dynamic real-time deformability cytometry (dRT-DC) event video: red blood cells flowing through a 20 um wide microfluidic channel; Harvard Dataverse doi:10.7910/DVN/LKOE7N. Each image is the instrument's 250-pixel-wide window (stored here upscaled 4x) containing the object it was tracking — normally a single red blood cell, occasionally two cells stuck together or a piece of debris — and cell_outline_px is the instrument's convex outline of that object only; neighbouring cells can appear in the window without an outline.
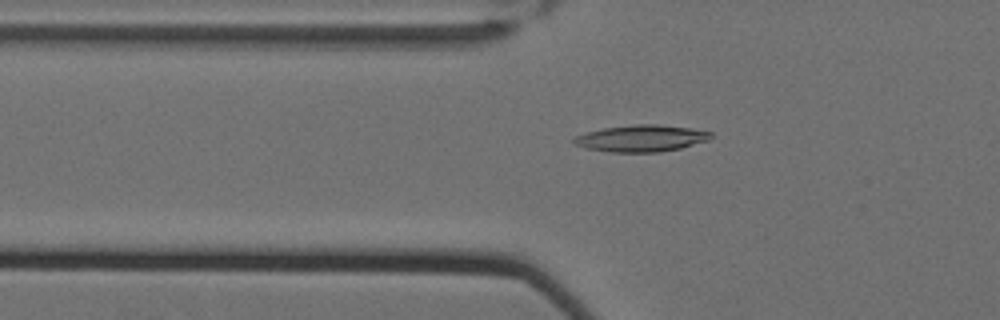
{"species": "Egyptian fruit bat (a non-hibernating species)", "species_latin": "Rousettus aegyptiacus", "temperature_condition": "cold", "stored_images_in_passage": 54, "camera_frame_rate_fps": 3000, "um_per_image_px": 0.085, "animal": {"sex": "female"}, "frame": {"image": 1, "passage_image": 17, "time_ms": 5.333, "image_size_px": [1000, 320], "cell_outline_px": [[712, 136], [708, 140], [680, 148], [660, 152], [612, 152], [584, 148], [576, 144], [572, 140], [576, 136], [588, 132], [604, 128], [632, 124], [656, 124], [688, 128], [712, 132]], "centroid_in_image_um": [54.5, 11.76], "position_along_channel_um": 71.3, "area_um2": 21.1}}
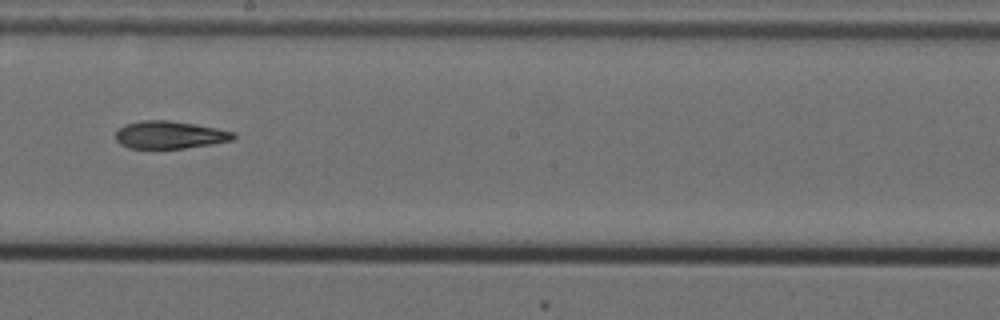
{"frame": {"image": 2, "passage_image": 31, "time_ms": 10.0, "image_size_px": [1000, 320], "cell_outline_px": [[236, 136], [232, 140], [212, 144], [184, 148], [128, 148], [120, 144], [116, 140], [116, 132], [124, 124], [140, 120], [168, 120], [196, 124], [236, 132]], "centroid_in_image_um": [14.43, 11.45], "position_along_channel_um": 233.8, "area_um2": 19.02}}
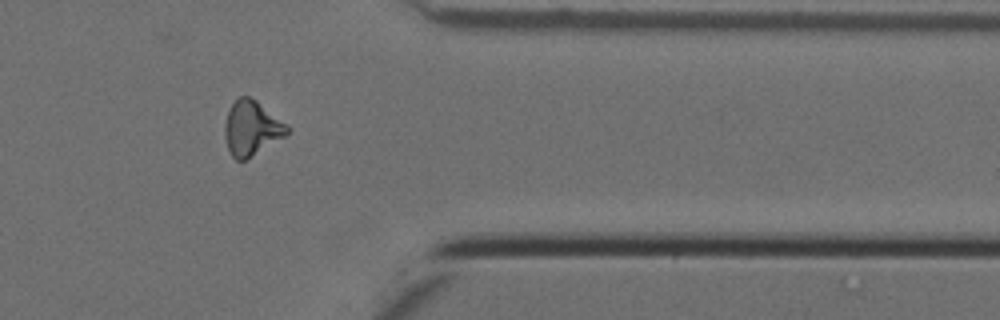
{"frame": {"image": 3, "passage_image": 45, "time_ms": 14.667, "image_size_px": [1000, 320], "cell_outline_px": [[292, 132], [244, 160], [236, 160], [232, 156], [228, 148], [224, 136], [224, 124], [228, 112], [232, 104], [240, 96], [248, 96], [256, 100], [288, 124], [292, 128]], "centroid_in_image_um": [21.41, 10.88], "position_along_channel_um": 390.0, "area_um2": 19.88}, "authors_computed_cell_mechanics": {"area_um2": 19.5075, "velocity_mm_per_s": 3.5093, "shape_relaxation_time_tau1_ms": null, "shape_relaxation_time_tau2_ms": 5.4772, "deformation_change_tau1": null, "deformation_change_tau2": 0.1519}}